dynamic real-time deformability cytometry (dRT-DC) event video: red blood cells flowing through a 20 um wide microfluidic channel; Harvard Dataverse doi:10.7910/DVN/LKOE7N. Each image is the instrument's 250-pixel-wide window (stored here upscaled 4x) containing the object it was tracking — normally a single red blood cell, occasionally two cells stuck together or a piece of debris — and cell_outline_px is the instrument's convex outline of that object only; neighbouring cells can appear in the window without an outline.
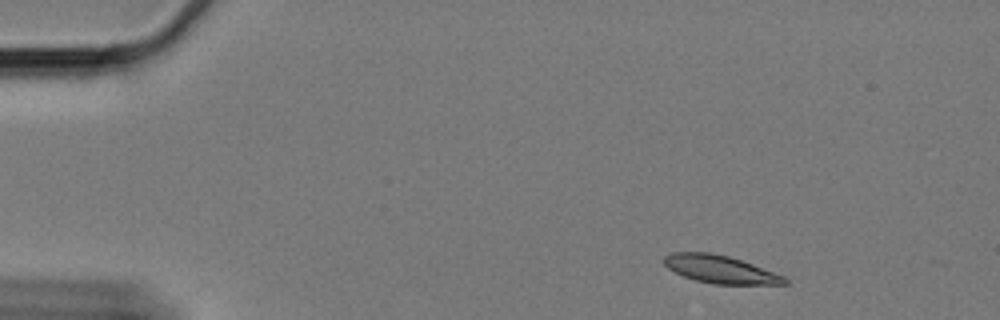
{"species": "Egyptian fruit bat (a non-hibernating species)", "species_latin": "Rousettus aegyptiacus", "temperature_condition": "cold", "stored_images_in_passage": 54, "camera_frame_rate_fps": 3000, "um_per_image_px": 0.085, "animal": {"sex": "female"}, "frame": {"image": 1, "passage_image": 1, "time_ms": 0.0, "image_size_px": [1000, 320], "cell_outline_px": [[788, 284], [712, 284], [696, 280], [684, 276], [668, 268], [664, 264], [664, 256], [676, 252], [708, 252], [728, 256], [752, 264], [784, 276], [788, 280]], "centroid_in_image_um": [61.22, 22.89], "position_along_channel_um": 23.8, "area_um2": 19.25}}
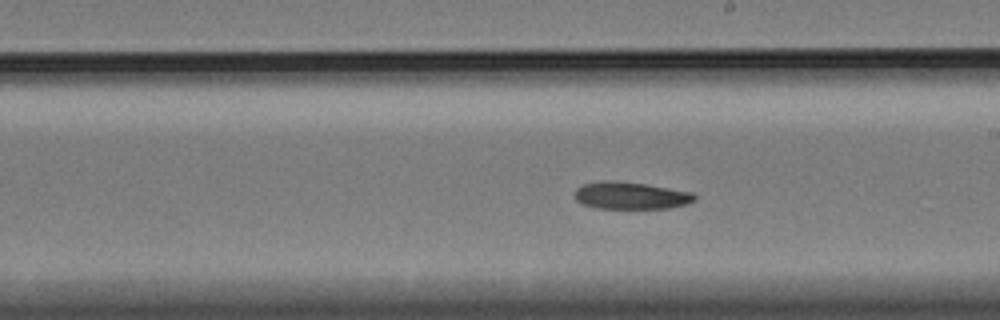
{"frame": {"image": 2, "passage_image": 28, "time_ms": 9.0, "image_size_px": [1000, 320], "cell_outline_px": [[696, 200], [688, 204], [668, 208], [596, 208], [584, 204], [576, 200], [576, 188], [584, 184], [600, 180], [616, 180], [644, 184], [692, 192], [696, 196]], "centroid_in_image_um": [53.62, 16.62], "position_along_channel_um": 235.4, "area_um2": 18.96}}
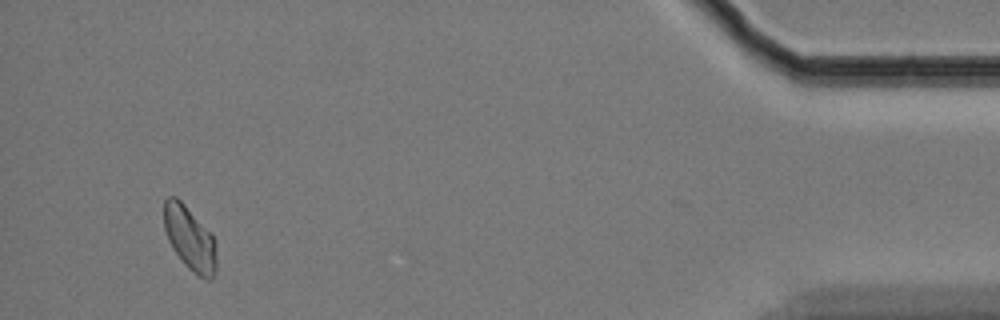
{"frame": {"image": 3, "passage_image": 51, "time_ms": 16.667, "image_size_px": [1000, 320], "cell_outline_px": [[216, 272], [212, 280], [208, 280], [192, 272], [184, 264], [172, 248], [168, 240], [164, 228], [164, 200], [168, 196], [176, 196], [184, 204], [216, 240]], "centroid_in_image_um": [16.13, 20.29], "position_along_channel_um": 419.1, "area_um2": 19.54}}